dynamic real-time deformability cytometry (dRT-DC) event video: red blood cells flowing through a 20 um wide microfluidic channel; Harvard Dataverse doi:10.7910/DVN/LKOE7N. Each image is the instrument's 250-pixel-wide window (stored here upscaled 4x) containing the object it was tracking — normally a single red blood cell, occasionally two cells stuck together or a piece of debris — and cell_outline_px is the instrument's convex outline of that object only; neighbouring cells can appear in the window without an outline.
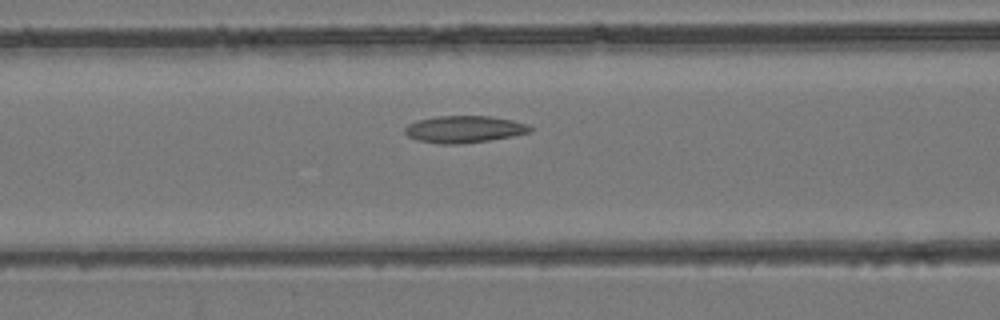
{"species": "common noctule bat (a hibernating species)", "species_latin": "Nyctalus noctula", "temperature_condition": "room temperature", "stored_images_in_passage": 29, "camera_frame_rate_fps": 3000, "um_per_image_px": 0.085, "animal": {"sex": "female", "body_mass_g": 24.6, "forearm_length_mm": 56.2}, "frame": {"image": 1, "passage_image": 9, "time_ms": 2.667, "image_size_px": [1000, 320], "cell_outline_px": [[536, 128], [532, 132], [512, 136], [488, 140], [456, 144], [440, 144], [416, 140], [408, 136], [404, 132], [404, 128], [408, 124], [416, 120], [436, 116], [488, 116], [512, 120], [528, 124]], "centroid_in_image_um": [39.46, 10.98], "position_along_channel_um": 127.1, "area_um2": 19.83}}
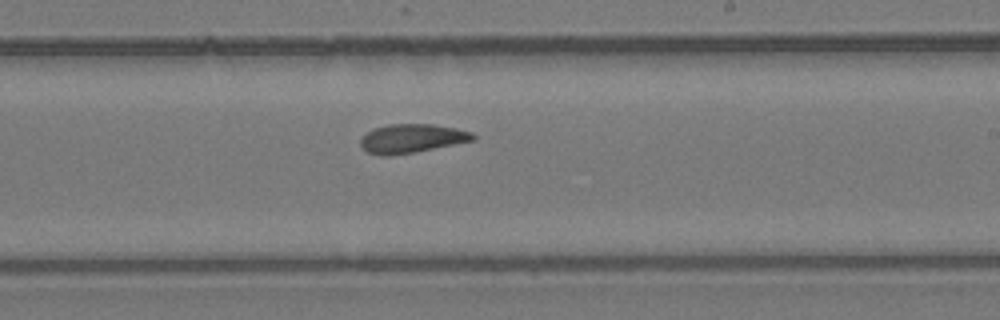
{"frame": {"image": 2, "passage_image": 17, "time_ms": 5.333, "image_size_px": [1000, 320], "cell_outline_px": [[476, 140], [416, 152], [388, 156], [380, 156], [368, 152], [360, 144], [360, 140], [372, 128], [388, 124], [432, 124], [456, 128], [472, 132], [476, 136]], "centroid_in_image_um": [35.02, 11.77], "position_along_channel_um": 254.0, "area_um2": 19.02}}
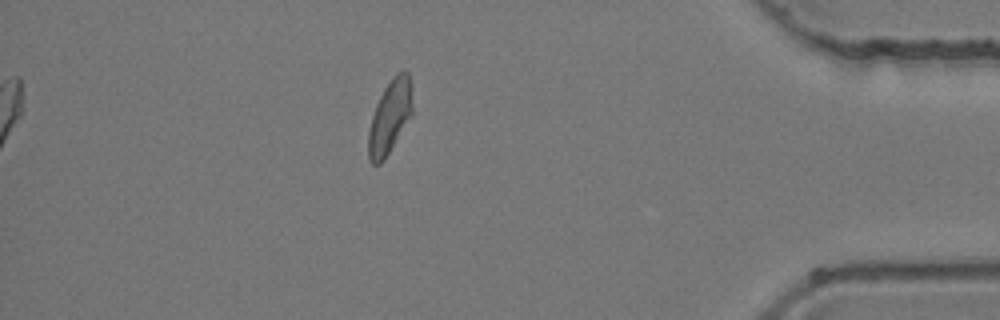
{"frame": {"image": 3, "passage_image": 29, "time_ms": 9.333, "image_size_px": [1000, 320], "cell_outline_px": [[412, 112], [384, 160], [380, 164], [372, 164], [368, 160], [368, 132], [372, 116], [376, 104], [384, 88], [392, 76], [396, 72], [404, 68], [408, 72], [412, 108]], "centroid_in_image_um": [33.1, 9.91], "position_along_channel_um": 402.1, "area_um2": 18.5}}